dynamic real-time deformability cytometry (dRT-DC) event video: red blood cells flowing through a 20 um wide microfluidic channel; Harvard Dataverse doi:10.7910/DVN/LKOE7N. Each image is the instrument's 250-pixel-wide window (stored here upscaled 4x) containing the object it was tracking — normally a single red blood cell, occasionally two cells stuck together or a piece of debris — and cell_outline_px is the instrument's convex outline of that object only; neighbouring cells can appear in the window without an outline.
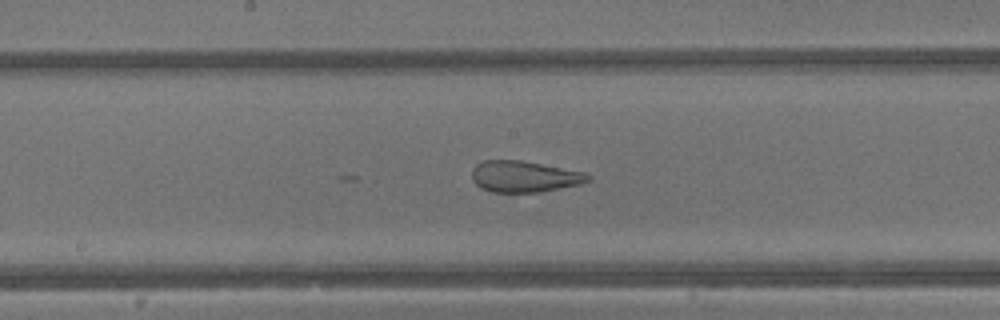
{"species": "common noctule bat (a hibernating species)", "species_latin": "Nyctalus noctula", "temperature_condition": "warm", "stored_images_in_passage": 42, "camera_frame_rate_fps": 3000, "um_per_image_px": 0.085, "animal": {"sex": "male", "body_mass_g": 13.3}, "frame": {"image": 1, "passage_image": 22, "time_ms": 7.0, "image_size_px": [1000, 320], "cell_outline_px": [[592, 180], [580, 184], [536, 192], [492, 192], [480, 188], [472, 180], [472, 168], [476, 164], [484, 160], [520, 160], [584, 172], [592, 176]], "centroid_in_image_um": [44.54, 15.0], "position_along_channel_um": 203.7, "area_um2": 21.1}}
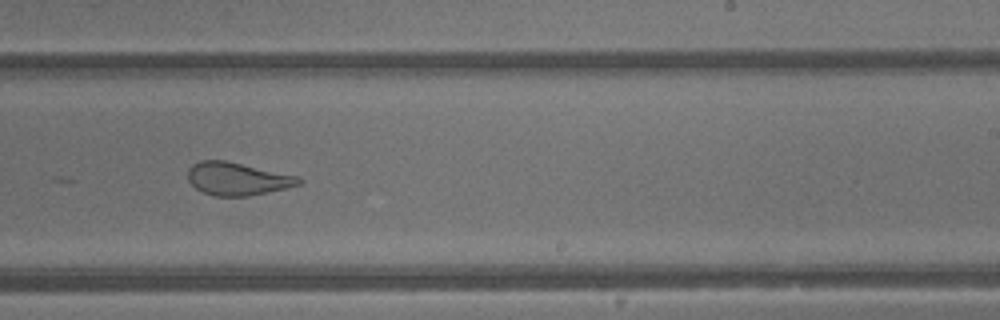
{"frame": {"image": 2, "passage_image": 26, "time_ms": 8.333, "image_size_px": [1000, 320], "cell_outline_px": [[304, 184], [268, 192], [248, 196], [212, 196], [196, 188], [188, 180], [188, 168], [192, 164], [200, 160], [224, 160], [300, 176], [304, 180]], "centroid_in_image_um": [20.22, 15.19], "position_along_channel_um": 268.8, "area_um2": 21.44}}
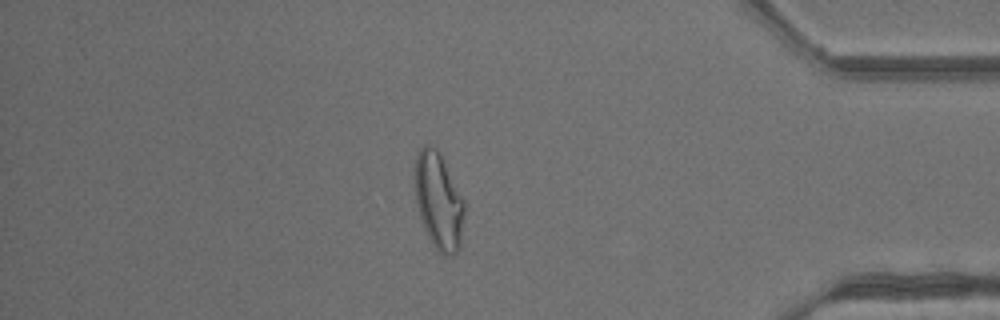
{"frame": {"image": 3, "passage_image": 36, "time_ms": 11.667, "image_size_px": [1000, 320], "cell_outline_px": [[464, 212], [460, 248], [452, 256], [448, 256], [440, 252], [432, 244], [424, 228], [416, 204], [412, 176], [416, 156], [420, 148], [424, 144], [432, 144], [440, 152], [464, 200]], "centroid_in_image_um": [37.25, 17.03], "position_along_channel_um": 398.0, "area_um2": 28.44}, "authors_computed_cell_mechanics": {"area_um2": 27.8885, "velocity_mm_per_s": 4.9161, "shape_relaxation_time_tau1_ms": null, "shape_relaxation_time_tau2_ms": 2.2684, "deformation_change_tau1": null, "deformation_change_tau2": 0.0943}}